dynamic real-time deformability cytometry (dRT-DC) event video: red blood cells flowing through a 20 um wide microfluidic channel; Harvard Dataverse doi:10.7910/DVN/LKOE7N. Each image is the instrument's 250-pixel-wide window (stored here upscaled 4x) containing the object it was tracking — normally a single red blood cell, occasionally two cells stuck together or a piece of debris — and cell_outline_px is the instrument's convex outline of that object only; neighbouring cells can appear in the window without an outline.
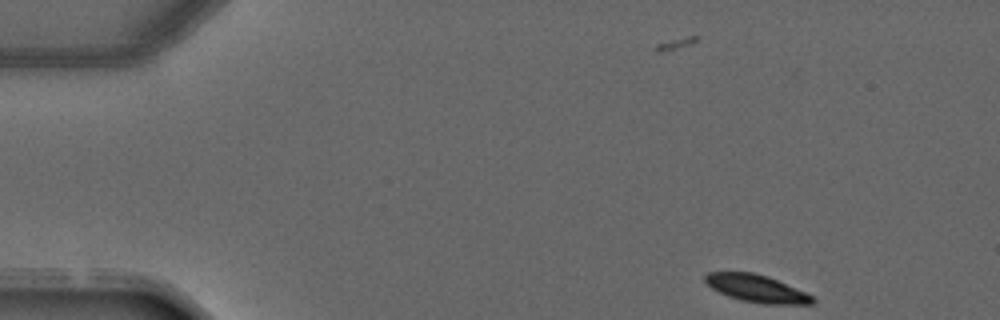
{"species": "common noctule bat (a hibernating species)", "species_latin": "Nyctalus noctula", "temperature_condition": "warm", "stored_images_in_passage": 3, "camera_frame_rate_fps": 3000, "um_per_image_px": 0.085, "animal": {"sex": "male", "forearm_length_mm": 52.5}, "frame": {"image": 1, "passage_image": 1, "time_ms": 0.0, "image_size_px": [1000, 320], "cell_outline_px": [[816, 300], [812, 304], [764, 304], [740, 300], [728, 296], [712, 288], [704, 280], [704, 276], [708, 272], [752, 272], [768, 276], [804, 292], [812, 296]], "centroid_in_image_um": [64.3, 24.52], "position_along_channel_um": 20.7, "area_um2": 16.99}}